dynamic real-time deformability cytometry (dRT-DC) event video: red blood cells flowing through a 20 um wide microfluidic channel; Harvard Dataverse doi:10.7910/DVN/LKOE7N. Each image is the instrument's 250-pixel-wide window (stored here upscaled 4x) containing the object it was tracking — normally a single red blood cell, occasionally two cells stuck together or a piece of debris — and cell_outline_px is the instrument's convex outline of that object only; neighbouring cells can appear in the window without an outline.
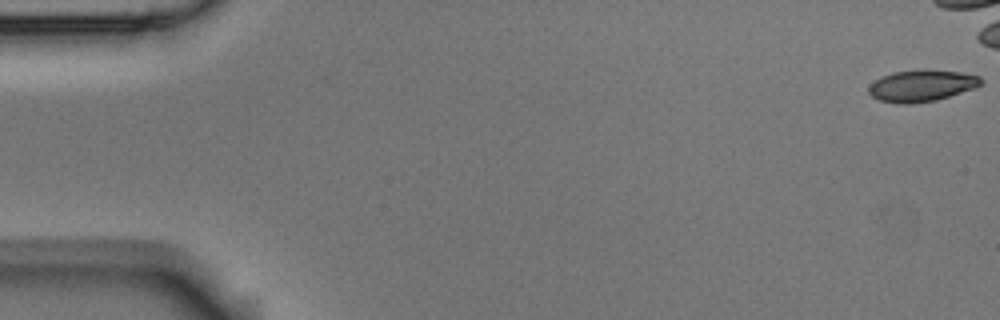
{"species": "Egyptian fruit bat (a non-hibernating species)", "species_latin": "Rousettus aegyptiacus", "temperature_condition": "room temperature", "stored_images_in_passage": 16, "camera_frame_rate_fps": 3000, "um_per_image_px": 0.085, "animal": {"sex": "male"}, "frame": {"image": 1, "passage_image": 1, "time_ms": 0.0, "image_size_px": [1000, 320], "cell_outline_px": [[984, 80], [976, 88], [936, 100], [912, 104], [896, 104], [880, 100], [872, 96], [868, 92], [868, 88], [880, 76], [892, 72], [960, 72], [980, 76]], "centroid_in_image_um": [78.33, 7.33], "position_along_channel_um": 6.7, "area_um2": 20.06}}